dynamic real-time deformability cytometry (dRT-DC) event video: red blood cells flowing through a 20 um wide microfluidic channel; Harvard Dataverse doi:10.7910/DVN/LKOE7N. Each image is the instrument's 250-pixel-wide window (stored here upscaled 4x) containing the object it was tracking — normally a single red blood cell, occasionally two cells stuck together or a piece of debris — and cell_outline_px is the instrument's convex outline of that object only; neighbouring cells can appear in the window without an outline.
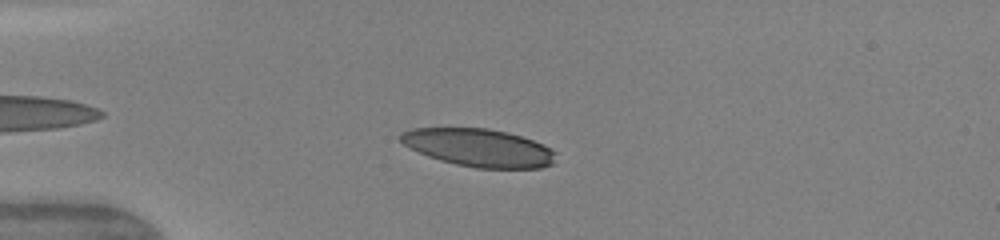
{"species": "human", "species_latin": "Homo sapiens", "temperature_condition": "warm", "stored_images_in_passage": 38, "camera_frame_rate_fps": 3000, "um_per_image_px": 0.085, "donor": {"sex": "female"}, "frame": {"image": 1, "passage_image": 6, "time_ms": 1.667, "image_size_px": [1000, 240], "cell_outline_px": [[556, 152], [552, 164], [540, 168], [476, 168], [456, 164], [440, 160], [428, 156], [404, 144], [396, 136], [400, 132], [412, 128], [488, 128], [508, 132], [544, 144], [552, 148]], "centroid_in_image_um": [40.7, 12.54], "position_along_channel_um": 44.3, "area_um2": 34.28}}
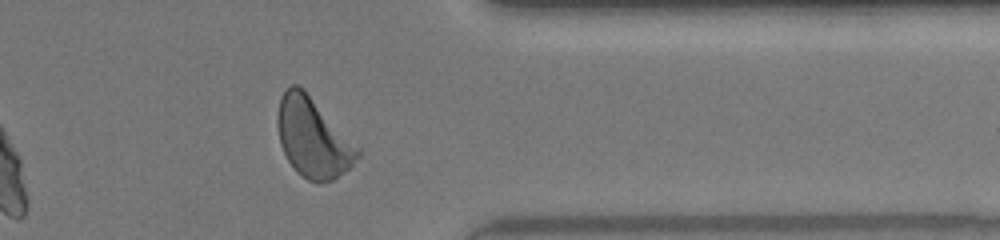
{"frame": {"image": 2, "passage_image": 33, "time_ms": 10.667, "image_size_px": [1000, 240], "cell_outline_px": [[360, 156], [344, 172], [332, 180], [320, 184], [316, 184], [308, 180], [296, 172], [288, 160], [280, 144], [276, 120], [276, 116], [280, 96], [292, 84], [296, 84], [304, 88], [360, 148]], "centroid_in_image_um": [26.59, 11.71], "position_along_channel_um": 384.8, "area_um2": 37.28}, "authors_computed_cell_mechanics": {"area_um2": 36.0672, "velocity_mm_per_s": 4.1725, "shape_relaxation_time_tau1_ms": 3.591, "shape_relaxation_time_tau2_ms": 1.289, "deformation_change_tau1": 0.1473, "deformation_change_tau2": 0.0811}}